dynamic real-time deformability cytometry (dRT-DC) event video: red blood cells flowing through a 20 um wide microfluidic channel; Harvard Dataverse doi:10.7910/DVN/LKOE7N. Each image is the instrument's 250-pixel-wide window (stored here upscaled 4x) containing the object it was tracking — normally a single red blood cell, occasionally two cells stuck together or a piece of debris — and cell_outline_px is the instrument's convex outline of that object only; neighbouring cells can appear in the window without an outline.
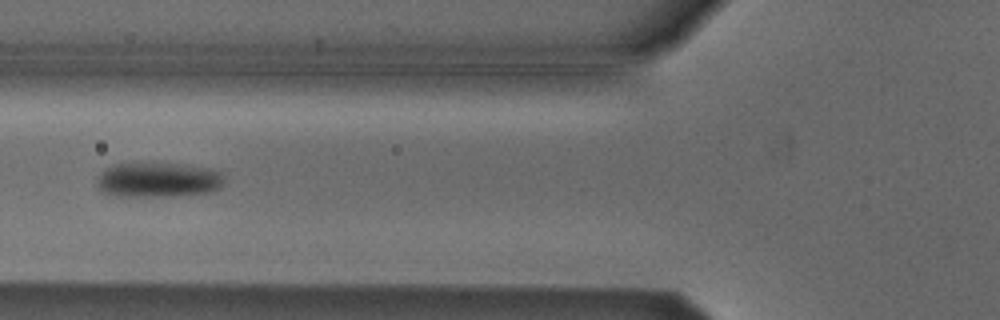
{"species": "Egyptian fruit bat (a non-hibernating species)", "species_latin": "Rousettus aegyptiacus", "temperature_condition": "cold", "stored_images_in_passage": 5, "camera_frame_rate_fps": 3000, "um_per_image_px": 0.085, "animal": {"sex": "male"}, "frame": {"image": 1, "passage_image": 5, "time_ms": 1.333, "image_size_px": [1000, 320], "cell_outline_px": [[224, 172], [220, 188], [212, 192], [172, 196], [116, 196], [104, 192], [96, 184], [96, 176], [100, 172], [112, 164], [184, 164], [212, 168]], "centroid_in_image_um": [13.46, 15.29], "position_along_channel_um": 112.3, "area_um2": 26.01}}